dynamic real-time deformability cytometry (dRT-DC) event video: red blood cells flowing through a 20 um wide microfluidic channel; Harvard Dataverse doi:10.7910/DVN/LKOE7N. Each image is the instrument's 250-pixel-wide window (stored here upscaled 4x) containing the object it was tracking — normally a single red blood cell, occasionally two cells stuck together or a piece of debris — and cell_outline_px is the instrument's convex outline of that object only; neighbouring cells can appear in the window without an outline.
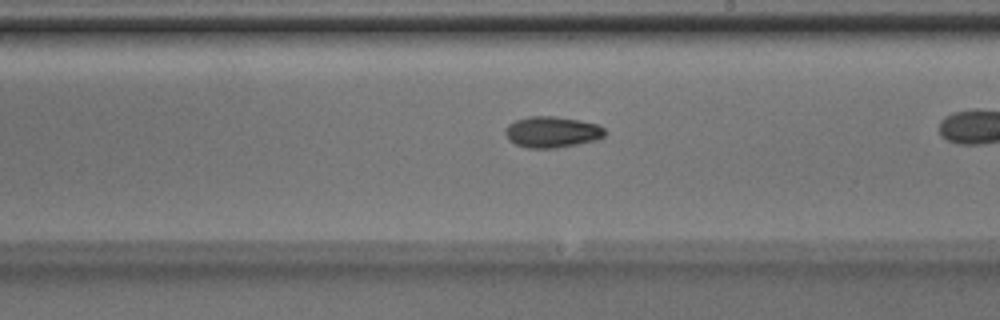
{"species": "Egyptian fruit bat (a non-hibernating species)", "species_latin": "Rousettus aegyptiacus", "temperature_condition": "room temperature", "stored_images_in_passage": 36, "camera_frame_rate_fps": 3000, "um_per_image_px": 0.085, "animal": {"sex": "male"}, "frame": {"image": 1, "passage_image": 26, "time_ms": 8.333, "image_size_px": [1000, 320], "cell_outline_px": [[608, 132], [604, 136], [596, 140], [556, 148], [528, 148], [516, 144], [508, 140], [504, 132], [504, 128], [508, 124], [516, 120], [528, 116], [556, 116], [580, 120], [596, 124], [604, 128]], "centroid_in_image_um": [46.91, 11.21], "position_along_channel_um": 242.1, "area_um2": 18.21}}